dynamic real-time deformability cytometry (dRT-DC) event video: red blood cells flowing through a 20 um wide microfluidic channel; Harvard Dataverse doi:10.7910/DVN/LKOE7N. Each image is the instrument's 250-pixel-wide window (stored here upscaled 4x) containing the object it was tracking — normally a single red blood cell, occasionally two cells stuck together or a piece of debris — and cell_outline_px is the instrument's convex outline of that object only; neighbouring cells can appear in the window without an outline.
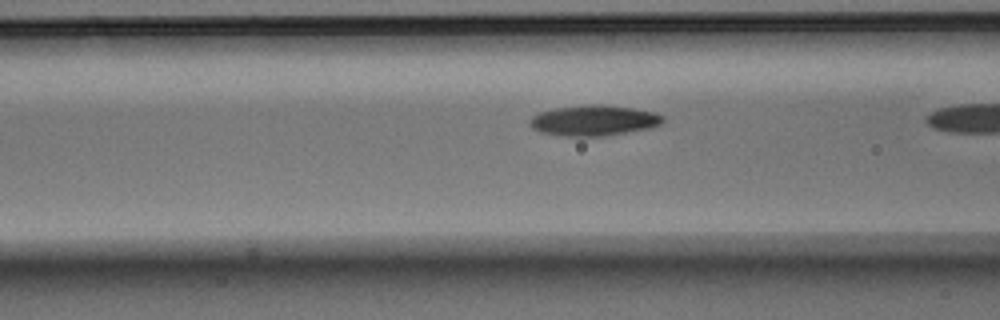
{"species": "Egyptian fruit bat (a non-hibernating species)", "species_latin": "Rousettus aegyptiacus", "temperature_condition": "warm", "stored_images_in_passage": 22, "camera_frame_rate_fps": 3000, "um_per_image_px": 0.085, "animal": {"sex": "male"}, "frame": {"image": 1, "passage_image": 15, "time_ms": 4.667, "image_size_px": [1000, 320], "cell_outline_px": [[664, 120], [660, 124], [652, 128], [604, 136], [560, 136], [540, 132], [532, 128], [528, 124], [528, 120], [532, 116], [540, 112], [556, 108], [592, 104], [608, 104], [656, 112], [664, 116]], "centroid_in_image_um": [50.48, 10.24], "position_along_channel_um": 116.1, "area_um2": 23.99}}
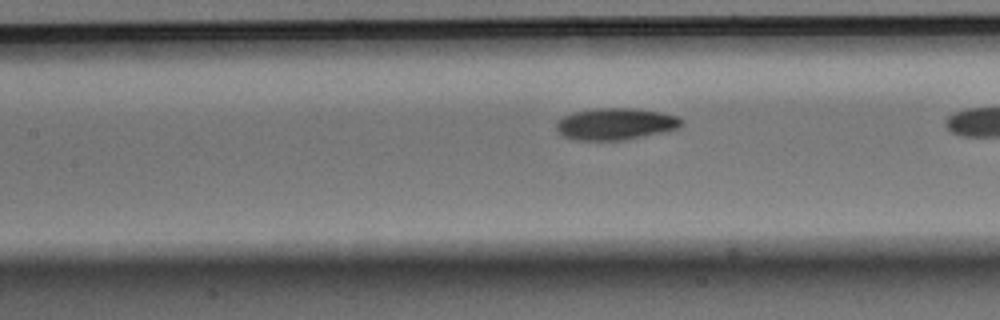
{"frame": {"image": 2, "passage_image": 18, "time_ms": 5.667, "image_size_px": [1000, 320], "cell_outline_px": [[684, 124], [680, 128], [668, 132], [624, 140], [580, 140], [564, 136], [556, 128], [556, 120], [572, 112], [596, 108], [632, 108], [660, 112], [676, 116], [684, 120]], "centroid_in_image_um": [52.38, 10.53], "position_along_channel_um": 155.0, "area_um2": 23.41}}